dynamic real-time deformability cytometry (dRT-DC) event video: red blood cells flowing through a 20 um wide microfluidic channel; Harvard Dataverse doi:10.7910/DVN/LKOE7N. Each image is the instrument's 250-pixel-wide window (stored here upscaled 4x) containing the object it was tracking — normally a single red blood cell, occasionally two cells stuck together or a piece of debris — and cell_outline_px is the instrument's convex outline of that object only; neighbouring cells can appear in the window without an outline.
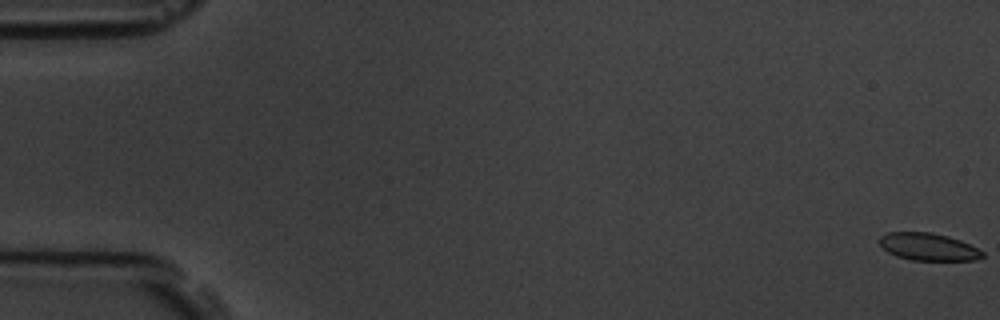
{"species": "common noctule bat (a hibernating species)", "species_latin": "Nyctalus noctula", "temperature_condition": "room temperature", "stored_images_in_passage": 6, "camera_frame_rate_fps": 3000, "um_per_image_px": 0.085, "animal": {"sex": "male", "body_mass_g": 19.5, "forearm_length_mm": 54.6}, "frame": {"image": 1, "passage_image": 1, "time_ms": 0.0, "image_size_px": [1000, 320], "cell_outline_px": [[984, 256], [976, 260], [912, 260], [896, 256], [888, 252], [880, 244], [880, 236], [888, 232], [932, 232], [948, 236], [960, 240], [984, 252]], "centroid_in_image_um": [78.9, 20.97], "position_along_channel_um": 6.1, "area_um2": 16.36}}
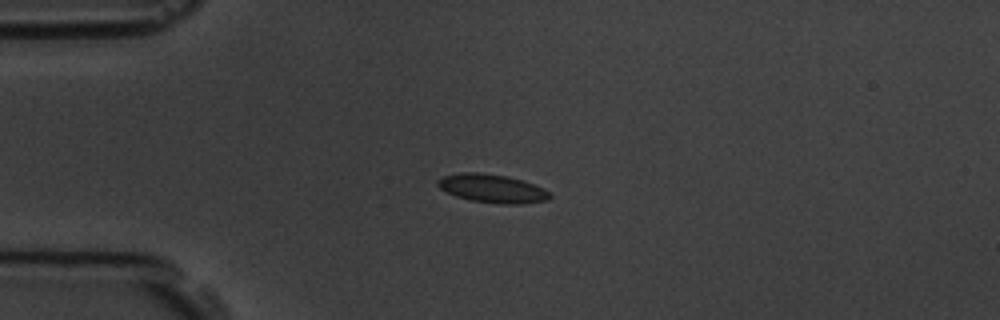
{"frame": {"image": 2, "passage_image": 4, "time_ms": 4.667, "image_size_px": [1000, 320], "cell_outline_px": [[552, 196], [548, 200], [520, 204], [500, 204], [472, 200], [456, 196], [440, 188], [436, 184], [436, 180], [444, 176], [460, 172], [476, 172], [508, 176], [544, 188]], "centroid_in_image_um": [41.83, 16.02], "position_along_channel_um": 43.2, "area_um2": 18.44}}
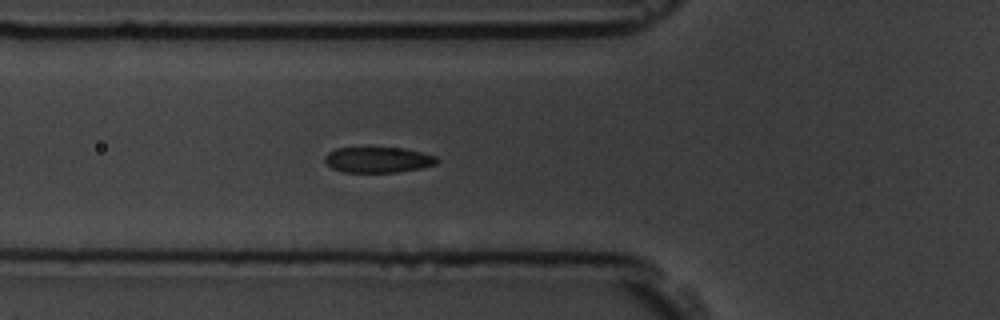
{"frame": {"image": 3, "passage_image": 6, "time_ms": 6.667, "image_size_px": [1000, 320], "cell_outline_px": [[440, 160], [436, 164], [420, 168], [396, 172], [344, 172], [332, 168], [324, 160], [324, 156], [328, 152], [336, 148], [404, 148], [436, 156]], "centroid_in_image_um": [32.13, 13.58], "position_along_channel_um": 93.7, "area_um2": 16.65}}